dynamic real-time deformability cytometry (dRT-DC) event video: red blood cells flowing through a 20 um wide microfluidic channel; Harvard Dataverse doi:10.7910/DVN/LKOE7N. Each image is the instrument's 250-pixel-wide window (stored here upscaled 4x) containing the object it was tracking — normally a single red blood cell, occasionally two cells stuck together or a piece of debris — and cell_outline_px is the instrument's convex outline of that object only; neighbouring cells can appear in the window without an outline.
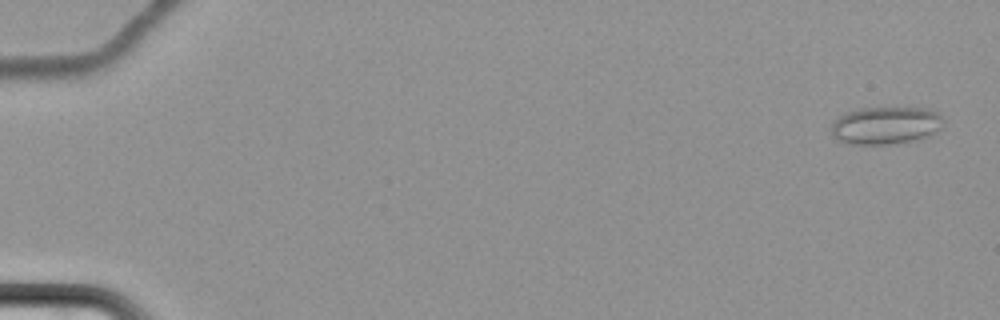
{"species": "common noctule bat (a hibernating species)", "species_latin": "Nyctalus noctula", "temperature_condition": "cold", "stored_images_in_passage": 7, "camera_frame_rate_fps": 3000, "um_per_image_px": 0.085, "animal": {"sex": "female", "body_mass_g": 22.7, "forearm_length_mm": 54.2}, "frame": {"image": 1, "passage_image": 3, "time_ms": 0.667, "image_size_px": [1000, 320], "cell_outline_px": [[944, 124], [936, 132], [928, 136], [896, 144], [844, 144], [836, 140], [832, 136], [832, 124], [844, 112], [860, 108], [928, 108], [936, 112], [944, 120]], "centroid_in_image_um": [75.27, 10.67], "position_along_channel_um": 9.7, "area_um2": 24.74}}